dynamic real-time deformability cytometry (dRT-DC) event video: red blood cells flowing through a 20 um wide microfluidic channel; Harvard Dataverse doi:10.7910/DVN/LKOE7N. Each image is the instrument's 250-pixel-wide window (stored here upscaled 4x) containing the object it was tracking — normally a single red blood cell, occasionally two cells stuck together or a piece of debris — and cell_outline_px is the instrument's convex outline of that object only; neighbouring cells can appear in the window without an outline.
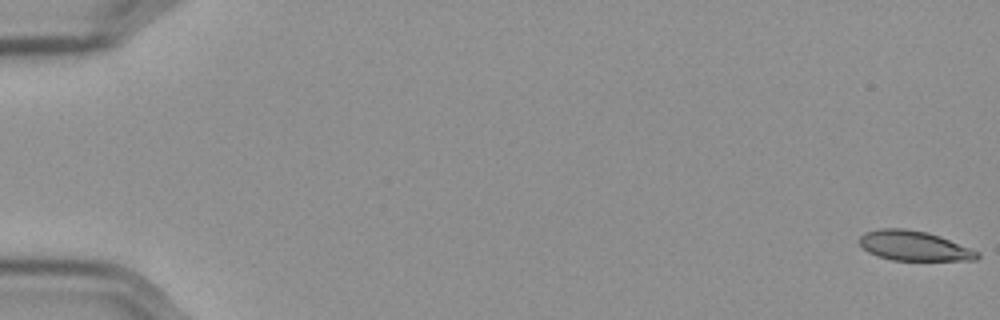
{"species": "Egyptian fruit bat (a non-hibernating species)", "species_latin": "Rousettus aegyptiacus", "temperature_condition": "cold", "stored_images_in_passage": 58, "camera_frame_rate_fps": 3000, "um_per_image_px": 0.085, "frame": {"image": 1, "passage_image": 1, "time_ms": 0.0, "image_size_px": [1000, 320], "cell_outline_px": [[980, 256], [976, 260], [892, 260], [876, 256], [868, 252], [856, 240], [864, 232], [880, 228], [904, 228], [928, 232], [940, 236], [980, 252]], "centroid_in_image_um": [77.66, 20.89], "position_along_channel_um": 7.3, "area_um2": 20.63}}
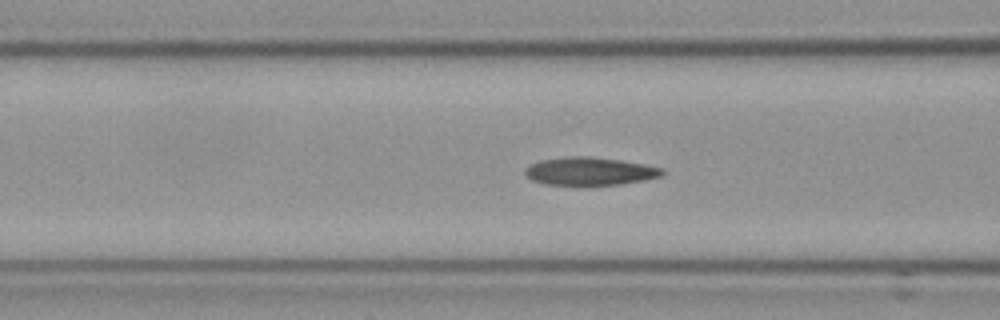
{"frame": {"image": 2, "passage_image": 24, "time_ms": 7.667, "image_size_px": [1000, 320], "cell_outline_px": [[664, 172], [660, 176], [644, 180], [620, 184], [544, 184], [532, 180], [524, 172], [524, 168], [540, 160], [568, 156], [588, 156], [620, 160], [644, 164], [664, 168]], "centroid_in_image_um": [50.13, 14.54], "position_along_channel_um": 116.5, "area_um2": 22.08}}
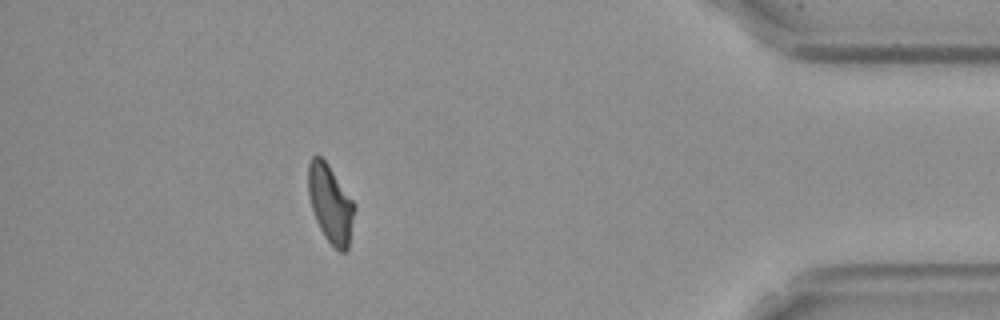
{"frame": {"image": 3, "passage_image": 52, "time_ms": 17.0, "image_size_px": [1000, 320], "cell_outline_px": [[356, 208], [348, 248], [344, 252], [340, 252], [324, 236], [316, 220], [308, 196], [308, 164], [312, 156], [320, 156], [328, 164], [356, 204]], "centroid_in_image_um": [28.1, 17.31], "position_along_channel_um": 407.1, "area_um2": 20.98}, "authors_computed_cell_mechanics": {"area_um2": 21.8195, "velocity_mm_per_s": 3.5828, "shape_relaxation_time_tau1_ms": 10.6094, "shape_relaxation_time_tau2_ms": 4.0577, "deformation_change_tau1": 0.2181, "deformation_change_tau2": 0.0987}}